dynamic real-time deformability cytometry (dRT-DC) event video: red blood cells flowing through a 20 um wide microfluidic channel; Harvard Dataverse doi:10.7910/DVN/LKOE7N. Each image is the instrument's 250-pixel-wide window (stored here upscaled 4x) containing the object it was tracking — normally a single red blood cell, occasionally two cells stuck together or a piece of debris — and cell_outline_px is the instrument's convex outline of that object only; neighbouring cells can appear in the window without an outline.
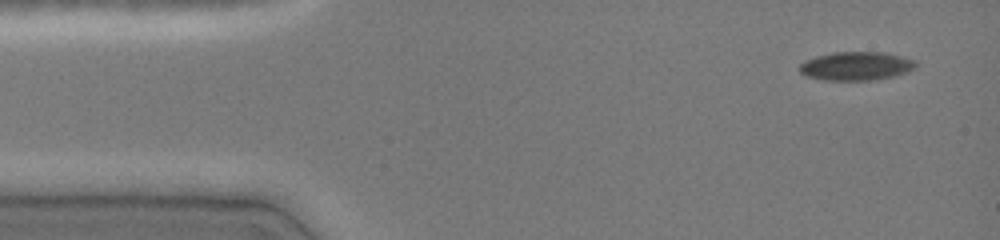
{"species": "common noctule bat (a hibernating species)", "species_latin": "Nyctalus noctula", "temperature_condition": "cold", "stored_images_in_passage": 45, "camera_frame_rate_fps": 3000, "um_per_image_px": 0.085, "animal": {"sex": "female", "body_mass_g": 19.0, "forearm_length_mm": 51.5}, "frame": {"image": 1, "passage_image": 1, "time_ms": 0.0, "image_size_px": [1000, 240], "cell_outline_px": [[916, 68], [892, 76], [876, 80], [824, 80], [808, 76], [800, 72], [800, 64], [804, 60], [816, 56], [832, 52], [884, 52], [916, 60]], "centroid_in_image_um": [72.76, 5.6], "position_along_channel_um": 12.2, "area_um2": 19.31}}
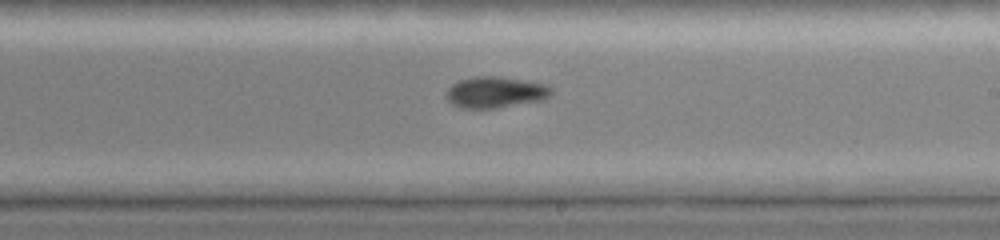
{"frame": {"image": 2, "passage_image": 25, "time_ms": 8.0, "image_size_px": [1000, 240], "cell_outline_px": [[552, 92], [544, 100], [496, 108], [460, 108], [452, 104], [444, 96], [448, 88], [452, 84], [460, 80], [472, 76], [500, 76], [548, 84], [552, 88]], "centroid_in_image_um": [42.1, 7.83], "position_along_channel_um": 246.9, "area_um2": 19.36}}
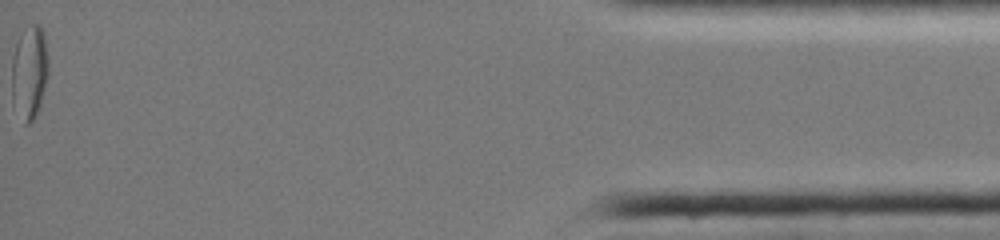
{"frame": {"image": 3, "passage_image": 45, "time_ms": 14.667, "image_size_px": [1000, 240], "cell_outline_px": [[48, 76], [40, 104], [36, 116], [28, 124], [24, 124], [12, 104], [12, 56], [20, 32], [24, 28], [32, 24], [40, 24], [44, 32], [48, 56]], "centroid_in_image_um": [2.5, 6.11], "position_along_channel_um": 432.7, "area_um2": 20.4}, "authors_computed_cell_mechanics": {"area_um2": 19.363, "velocity_mm_per_s": 4.091, "shape_relaxation_time_tau1_ms": null, "shape_relaxation_time_tau2_ms": 5.1877, "deformation_change_tau1": null, "deformation_change_tau2": 0.0968}}